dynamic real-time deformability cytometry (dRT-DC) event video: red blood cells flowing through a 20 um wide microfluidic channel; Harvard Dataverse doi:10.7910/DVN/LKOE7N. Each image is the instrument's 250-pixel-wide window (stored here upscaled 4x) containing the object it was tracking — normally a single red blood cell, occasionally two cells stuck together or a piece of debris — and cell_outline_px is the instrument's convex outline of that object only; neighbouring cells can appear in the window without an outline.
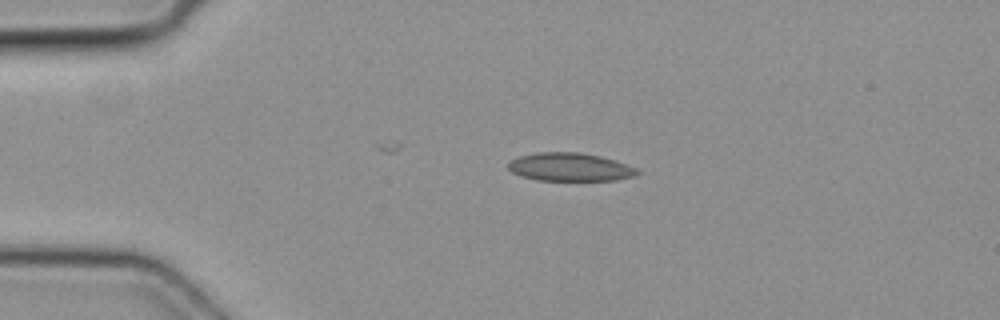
{"species": "common noctule bat (a hibernating species)", "species_latin": "Nyctalus noctula", "temperature_condition": "cold", "stored_images_in_passage": 4, "camera_frame_rate_fps": 3000, "um_per_image_px": 0.085, "animal": {"sex": "female", "body_mass_g": 19.3, "forearm_length_mm": 54.1}, "frame": {"image": 1, "passage_image": 3, "time_ms": 0.667, "image_size_px": [1000, 320], "cell_outline_px": [[640, 172], [636, 176], [616, 180], [536, 180], [520, 176], [512, 172], [508, 168], [508, 164], [512, 160], [520, 156], [536, 152], [580, 152], [600, 156], [636, 168]], "centroid_in_image_um": [48.43, 14.2], "position_along_channel_um": 36.6, "area_um2": 21.1}}